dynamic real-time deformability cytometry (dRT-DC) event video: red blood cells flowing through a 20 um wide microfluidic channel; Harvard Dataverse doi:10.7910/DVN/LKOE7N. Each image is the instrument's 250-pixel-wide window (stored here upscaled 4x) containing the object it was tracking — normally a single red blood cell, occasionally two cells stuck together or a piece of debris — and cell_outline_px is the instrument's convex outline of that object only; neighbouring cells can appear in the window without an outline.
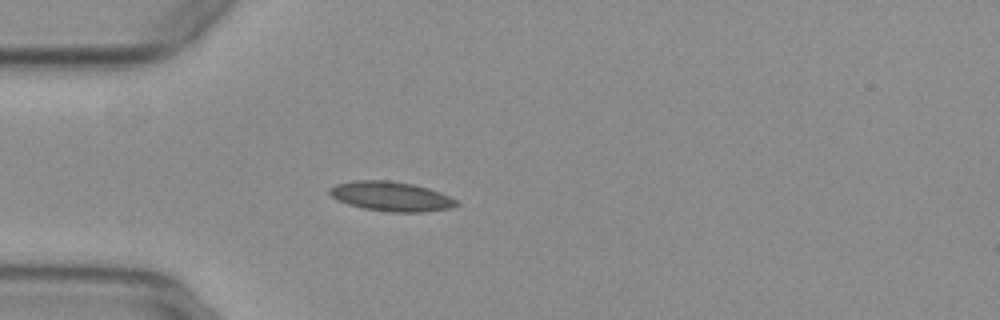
{"species": "common noctule bat (a hibernating species)", "species_latin": "Nyctalus noctula", "temperature_condition": "warm", "stored_images_in_passage": 30, "camera_frame_rate_fps": 3000, "um_per_image_px": 0.085, "animal": {"sex": "female", "body_mass_g": 29.2, "forearm_length_mm": 56.3}, "frame": {"image": 1, "passage_image": 1, "time_ms": 0.0, "image_size_px": [1000, 320], "cell_outline_px": [[460, 204], [452, 208], [424, 212], [388, 212], [364, 208], [348, 204], [336, 200], [328, 192], [328, 188], [336, 184], [356, 180], [388, 180], [412, 184], [428, 188], [440, 192], [456, 200]], "centroid_in_image_um": [33.23, 16.69], "position_along_channel_um": 51.8, "area_um2": 21.91}}
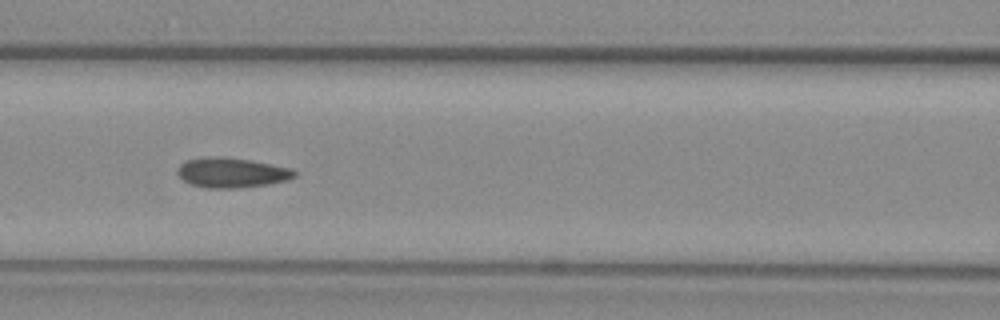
{"frame": {"image": 2, "passage_image": 9, "time_ms": 2.667, "image_size_px": [1000, 320], "cell_outline_px": [[296, 176], [288, 180], [268, 184], [240, 188], [204, 188], [192, 184], [184, 180], [176, 172], [176, 168], [180, 164], [188, 160], [248, 160], [292, 168], [296, 172]], "centroid_in_image_um": [19.76, 14.74], "position_along_channel_um": 146.8, "area_um2": 19.36}}
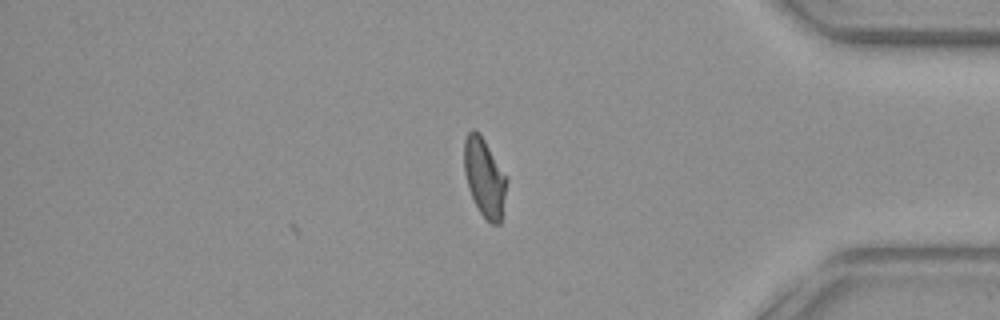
{"frame": {"image": 3, "passage_image": 30, "time_ms": 9.667, "image_size_px": [1000, 320], "cell_outline_px": [[508, 180], [500, 224], [492, 224], [480, 212], [468, 188], [464, 172], [464, 140], [468, 132], [472, 128], [480, 132], [508, 176]], "centroid_in_image_um": [41.19, 15.03], "position_along_channel_um": 394.0, "area_um2": 19.71}, "authors_computed_cell_mechanics": {"area_um2": 19.7098, "velocity_mm_per_s": 3.9457, "shape_relaxation_time_tau1_ms": null, "shape_relaxation_time_tau2_ms": 1.0834, "deformation_change_tau1": null, "deformation_change_tau2": 0.059}}